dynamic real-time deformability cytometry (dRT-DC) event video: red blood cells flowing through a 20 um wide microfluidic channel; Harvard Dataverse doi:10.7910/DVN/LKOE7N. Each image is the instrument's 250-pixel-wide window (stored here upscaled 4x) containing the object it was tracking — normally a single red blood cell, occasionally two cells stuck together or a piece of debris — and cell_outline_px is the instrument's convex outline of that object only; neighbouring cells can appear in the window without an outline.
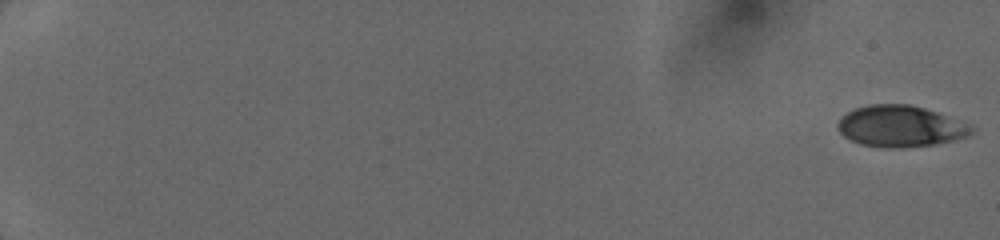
{"species": "human", "species_latin": "Homo sapiens", "temperature_condition": "cold", "stored_images_in_passage": 13, "camera_frame_rate_fps": 3000, "um_per_image_px": 0.085, "donor": {"sex": "female"}, "frame": {"image": 1, "passage_image": 1, "time_ms": 0.0, "image_size_px": [1000, 240], "cell_outline_px": [[976, 128], [968, 136], [952, 140], [932, 144], [860, 144], [844, 136], [840, 132], [836, 124], [840, 116], [856, 108], [868, 104], [908, 104], [924, 108], [972, 124]], "centroid_in_image_um": [76.55, 10.66], "position_along_channel_um": 8.5, "area_um2": 30.98}}
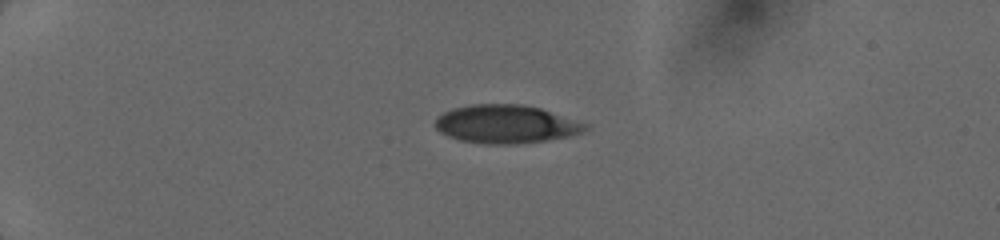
{"frame": {"image": 2, "passage_image": 10, "time_ms": 4.667, "image_size_px": [1000, 240], "cell_outline_px": [[588, 128], [580, 132], [564, 136], [544, 140], [512, 144], [488, 144], [460, 140], [448, 136], [440, 132], [436, 128], [436, 120], [444, 112], [452, 108], [468, 104], [524, 104], [540, 108], [588, 124]], "centroid_in_image_um": [42.96, 10.53], "position_along_channel_um": 42.0, "area_um2": 33.06}}
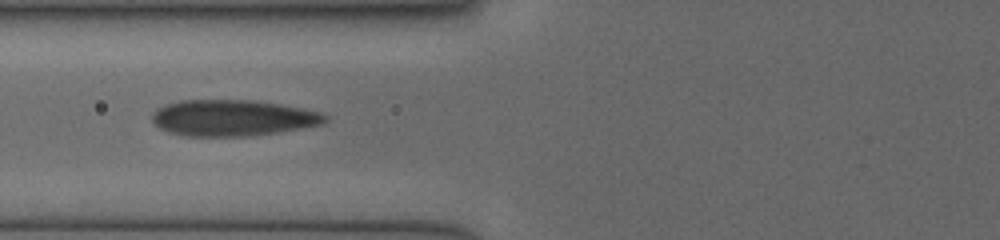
{"frame": {"image": 3, "passage_image": 13, "time_ms": 7.667, "image_size_px": [1000, 240], "cell_outline_px": [[328, 120], [324, 124], [252, 136], [188, 136], [168, 132], [160, 128], [152, 120], [152, 112], [156, 108], [164, 104], [180, 100], [252, 100], [280, 104], [320, 112], [328, 116]], "centroid_in_image_um": [19.76, 10.02], "position_along_channel_um": 106.0, "area_um2": 36.53}}